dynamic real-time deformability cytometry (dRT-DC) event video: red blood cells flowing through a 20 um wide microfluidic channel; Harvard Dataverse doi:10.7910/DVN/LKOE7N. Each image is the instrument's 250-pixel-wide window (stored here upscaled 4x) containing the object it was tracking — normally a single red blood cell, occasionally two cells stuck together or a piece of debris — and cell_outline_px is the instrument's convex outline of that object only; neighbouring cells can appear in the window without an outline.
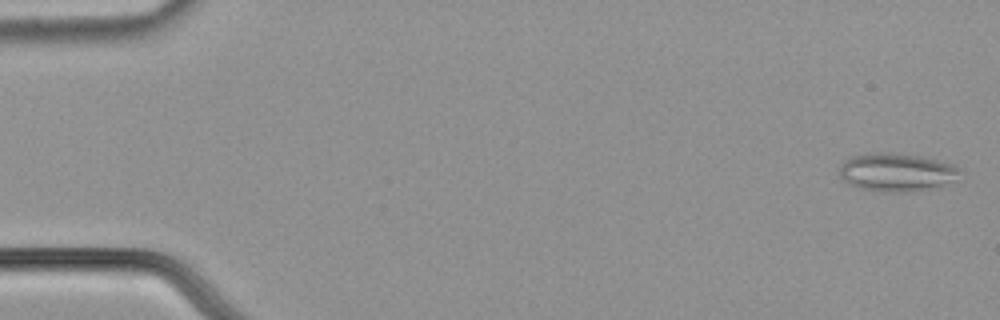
{"species": "common noctule bat (a hibernating species)", "species_latin": "Nyctalus noctula", "temperature_condition": "cold", "stored_images_in_passage": 58, "camera_frame_rate_fps": 3000, "um_per_image_px": 0.085, "animal": {"sex": "male", "body_mass_g": 21.5, "forearm_length_mm": 52.0}, "frame": {"image": 1, "passage_image": 2, "time_ms": 0.333, "image_size_px": [1000, 320], "cell_outline_px": [[960, 168], [956, 180], [908, 192], [880, 192], [860, 188], [848, 184], [840, 176], [840, 164], [844, 160], [852, 156], [872, 152], [896, 152], [920, 156], [952, 164]], "centroid_in_image_um": [76.13, 14.62], "position_along_channel_um": 8.9, "area_um2": 26.65}}
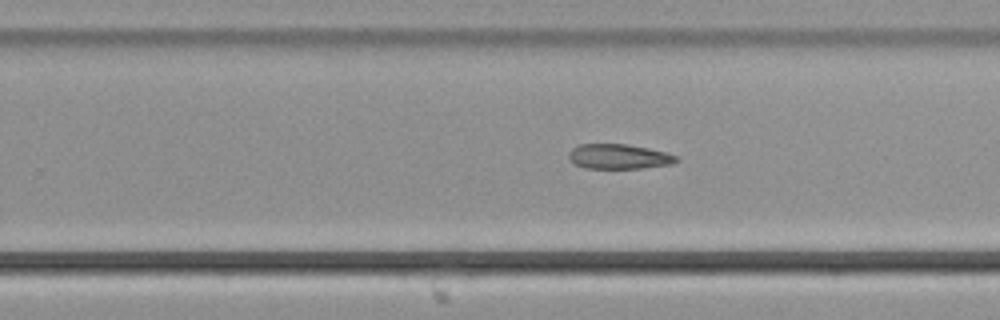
{"frame": {"image": 2, "passage_image": 37, "time_ms": 12.0, "image_size_px": [1000, 320], "cell_outline_px": [[680, 160], [672, 164], [640, 168], [584, 168], [568, 160], [568, 152], [572, 148], [580, 144], [628, 144], [668, 152], [680, 156]], "centroid_in_image_um": [52.63, 13.3], "position_along_channel_um": 277.2, "area_um2": 15.84}}
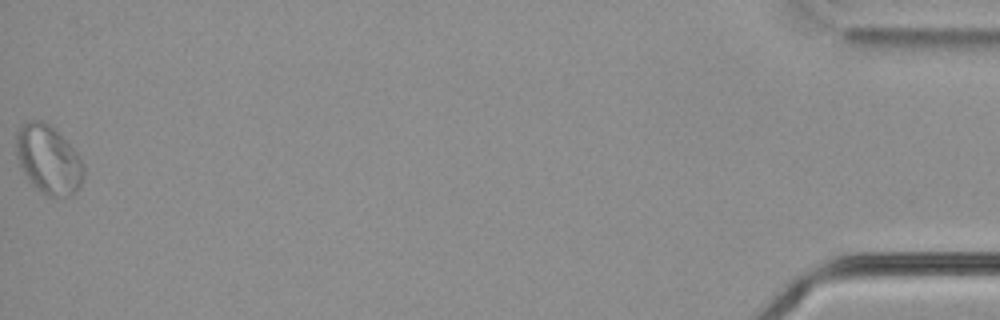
{"frame": {"image": 3, "passage_image": 58, "time_ms": 19.0, "image_size_px": [1000, 320], "cell_outline_px": [[84, 176], [76, 192], [72, 196], [48, 196], [36, 188], [28, 180], [20, 168], [16, 156], [16, 136], [20, 124], [28, 120], [40, 120], [48, 124], [80, 156], [84, 164]], "centroid_in_image_um": [4.09, 13.57], "position_along_channel_um": 431.1, "area_um2": 26.99}}